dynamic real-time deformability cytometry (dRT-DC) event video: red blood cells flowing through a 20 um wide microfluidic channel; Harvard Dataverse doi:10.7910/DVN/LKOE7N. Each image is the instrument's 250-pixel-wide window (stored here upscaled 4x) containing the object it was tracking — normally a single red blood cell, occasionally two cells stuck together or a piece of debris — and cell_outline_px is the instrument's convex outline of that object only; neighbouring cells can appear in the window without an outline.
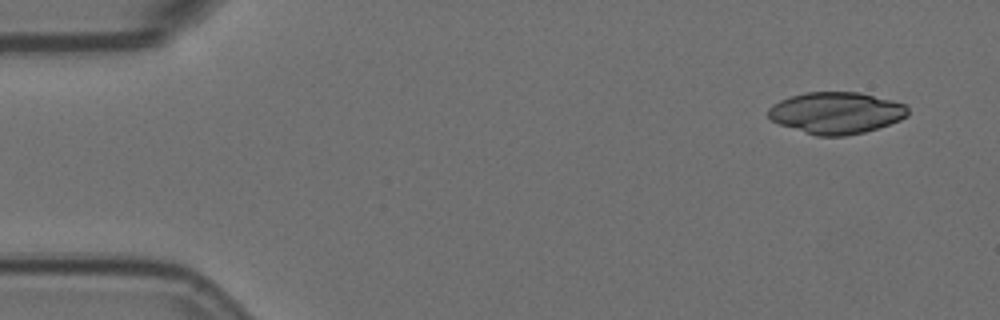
{"species": "Egyptian fruit bat (a non-hibernating species)", "species_latin": "Rousettus aegyptiacus", "temperature_condition": "room temperature", "stored_images_in_passage": 5, "camera_frame_rate_fps": 3000, "um_per_image_px": 0.085, "animal": {"sex": "female"}, "frame": {"image": 1, "passage_image": 1, "time_ms": 0.0, "image_size_px": [1000, 320], "cell_outline_px": [[908, 116], [900, 120], [864, 132], [844, 136], [816, 136], [780, 124], [772, 120], [768, 116], [768, 108], [772, 104], [780, 100], [804, 92], [860, 92], [892, 100], [904, 104], [908, 108]], "centroid_in_image_um": [71.07, 9.59], "position_along_channel_um": 13.9, "area_um2": 33.81}}